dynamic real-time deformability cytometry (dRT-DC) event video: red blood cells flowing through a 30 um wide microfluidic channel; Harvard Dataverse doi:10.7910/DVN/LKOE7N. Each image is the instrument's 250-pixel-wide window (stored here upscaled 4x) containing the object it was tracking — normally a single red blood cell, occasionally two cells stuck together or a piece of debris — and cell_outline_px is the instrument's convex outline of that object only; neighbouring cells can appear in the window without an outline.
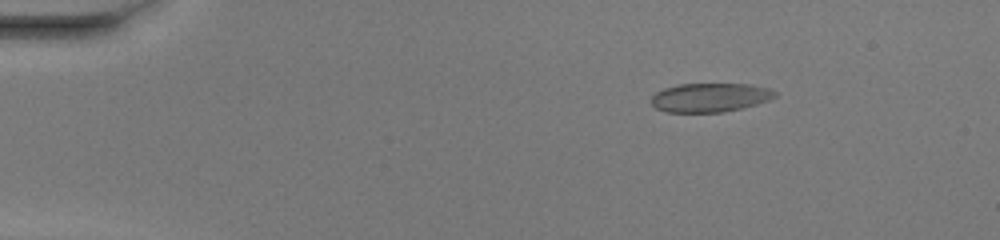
{"species": "common noctule bat (a hibernating species)", "species_latin": "Nyctalus noctula", "temperature_condition": "warm", "stored_images_in_passage": 51, "camera_frame_rate_fps": 3000, "um_per_image_px": 0.085, "animal": {"sex": "female", "body_mass_g": 20.0, "forearm_length_mm": 54.0}, "frame": {"image": 1, "passage_image": 8, "time_ms": 2.333, "image_size_px": [1000, 240], "cell_outline_px": [[776, 96], [768, 100], [756, 104], [724, 112], [664, 112], [656, 108], [652, 104], [652, 96], [656, 92], [664, 88], [676, 84], [748, 84], [768, 88], [776, 92]], "centroid_in_image_um": [60.32, 8.28], "position_along_channel_um": 24.7, "area_um2": 20.75}}
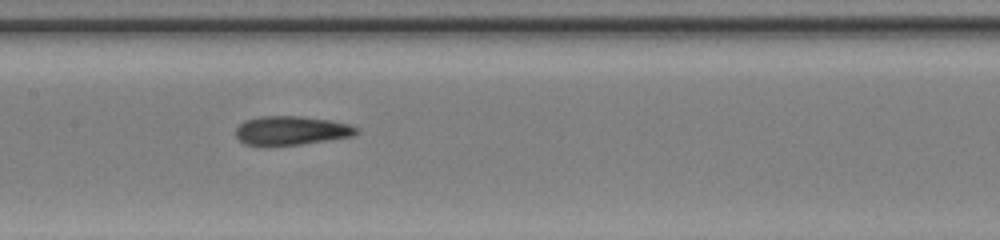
{"frame": {"image": 2, "passage_image": 26, "time_ms": 8.333, "image_size_px": [1000, 240], "cell_outline_px": [[360, 132], [356, 136], [300, 144], [264, 148], [244, 144], [236, 136], [236, 128], [244, 120], [260, 116], [300, 116], [332, 120], [348, 124], [360, 128]], "centroid_in_image_um": [24.76, 11.12], "position_along_channel_um": 182.6, "area_um2": 21.04}}
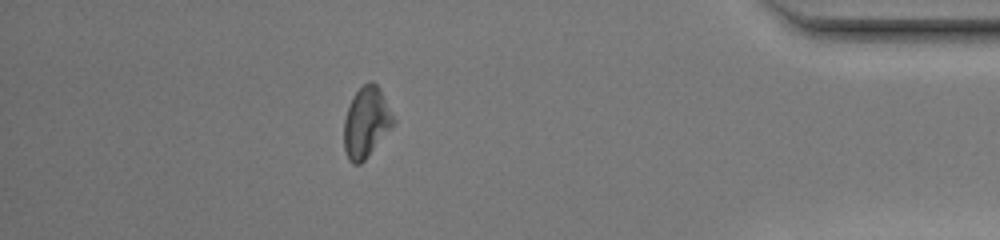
{"frame": {"image": 3, "passage_image": 45, "time_ms": 14.667, "image_size_px": [1000, 240], "cell_outline_px": [[396, 120], [368, 156], [360, 164], [352, 164], [348, 160], [344, 148], [344, 120], [352, 96], [368, 80], [372, 80], [380, 88]], "centroid_in_image_um": [31.12, 10.38], "position_along_channel_um": 404.1, "area_um2": 20.17}, "authors_computed_cell_mechanics": {"area_um2": 20.8658, "velocity_mm_per_s": 4.1123, "shape_relaxation_time_tau1_ms": null, "shape_relaxation_time_tau2_ms": 2.5421, "deformation_change_tau1": null, "deformation_change_tau2": 0.0889}}